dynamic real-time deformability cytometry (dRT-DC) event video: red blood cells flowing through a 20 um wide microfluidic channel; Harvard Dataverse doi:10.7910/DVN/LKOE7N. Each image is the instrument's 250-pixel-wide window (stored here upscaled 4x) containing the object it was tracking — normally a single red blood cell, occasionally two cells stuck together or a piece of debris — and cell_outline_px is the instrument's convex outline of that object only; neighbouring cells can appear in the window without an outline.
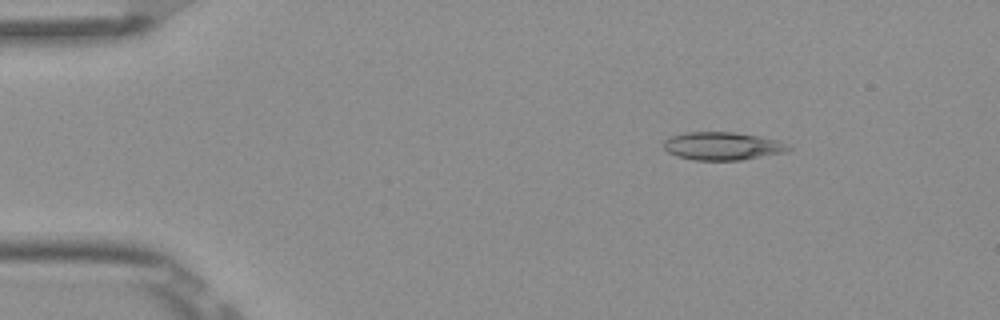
{"species": "Egyptian fruit bat (a non-hibernating species)", "species_latin": "Rousettus aegyptiacus", "temperature_condition": "room temperature", "stored_images_in_passage": 7, "camera_frame_rate_fps": 3000, "um_per_image_px": 0.085, "frame": {"image": 1, "passage_image": 3, "time_ms": 0.667, "image_size_px": [1000, 320], "cell_outline_px": [[792, 148], [788, 152], [740, 160], [692, 160], [676, 156], [668, 152], [664, 148], [664, 140], [672, 136], [688, 132], [732, 132], [760, 136], [776, 140], [788, 144]], "centroid_in_image_um": [61.43, 12.42], "position_along_channel_um": 23.6, "area_um2": 20.4}}
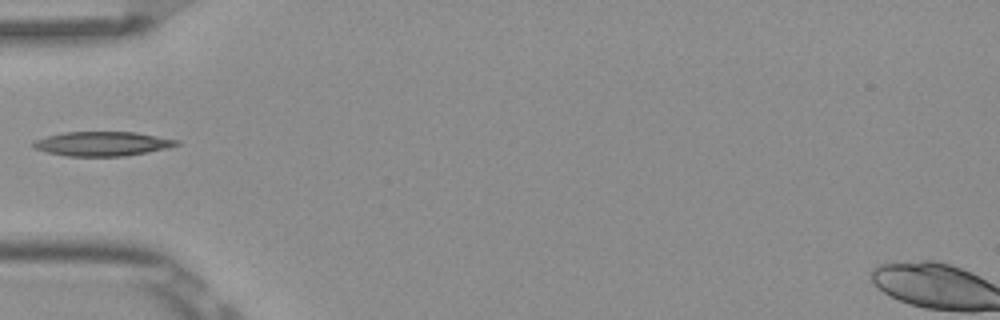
{"frame": {"image": 2, "passage_image": 6, "time_ms": 1.667, "image_size_px": [1000, 320], "cell_outline_px": [[180, 144], [168, 148], [148, 152], [124, 156], [64, 156], [32, 148], [32, 140], [64, 132], [136, 132], [180, 140]], "centroid_in_image_um": [8.7, 12.22], "position_along_channel_um": 76.3, "area_um2": 20.46}}
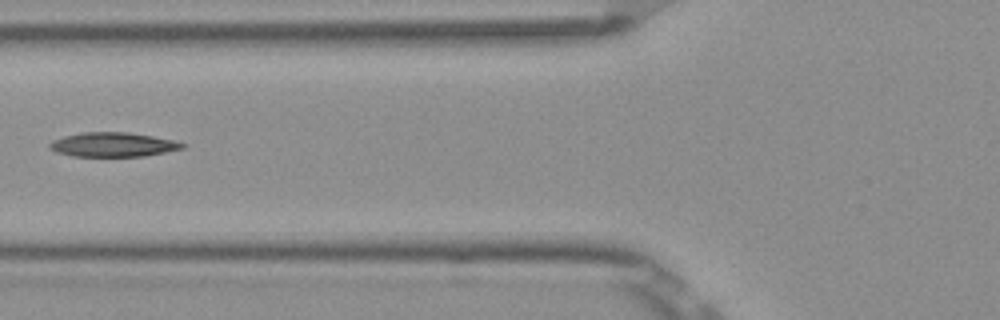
{"frame": {"image": 3, "passage_image": 7, "time_ms": 2.0, "image_size_px": [1000, 320], "cell_outline_px": [[188, 144], [184, 148], [144, 156], [72, 156], [56, 152], [48, 148], [48, 144], [52, 140], [64, 136], [84, 132], [128, 132], [176, 140]], "centroid_in_image_um": [9.61, 12.29], "position_along_channel_um": 116.2, "area_um2": 18.9}}